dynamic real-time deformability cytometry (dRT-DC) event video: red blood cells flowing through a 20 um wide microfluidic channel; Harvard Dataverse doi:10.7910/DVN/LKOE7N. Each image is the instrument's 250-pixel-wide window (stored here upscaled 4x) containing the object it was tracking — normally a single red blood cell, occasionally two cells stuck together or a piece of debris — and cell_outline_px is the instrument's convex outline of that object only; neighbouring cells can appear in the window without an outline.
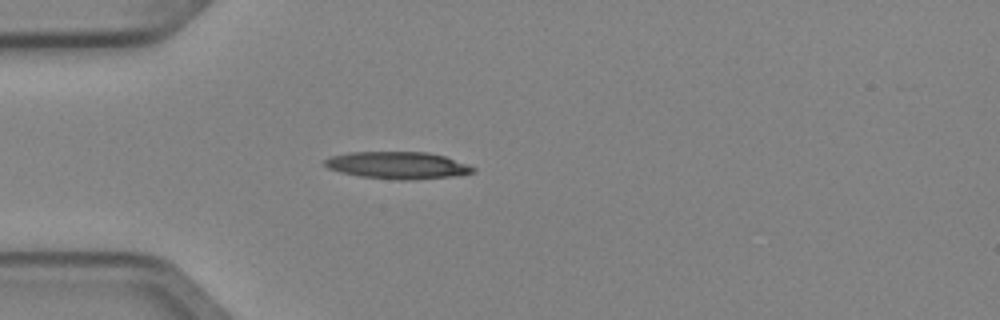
{"species": "Egyptian fruit bat (a non-hibernating species)", "species_latin": "Rousettus aegyptiacus", "temperature_condition": "cold", "stored_images_in_passage": 3, "camera_frame_rate_fps": 3000, "um_per_image_px": 0.085, "animal": {"sex": "female"}, "frame": {"image": 1, "passage_image": 3, "time_ms": 0.667, "image_size_px": [1000, 320], "cell_outline_px": [[476, 172], [460, 176], [412, 180], [400, 180], [360, 176], [340, 172], [328, 168], [324, 164], [324, 160], [332, 156], [348, 152], [424, 152], [444, 156], [476, 168]], "centroid_in_image_um": [33.82, 14.06], "position_along_channel_um": 51.2, "area_um2": 23.47}}